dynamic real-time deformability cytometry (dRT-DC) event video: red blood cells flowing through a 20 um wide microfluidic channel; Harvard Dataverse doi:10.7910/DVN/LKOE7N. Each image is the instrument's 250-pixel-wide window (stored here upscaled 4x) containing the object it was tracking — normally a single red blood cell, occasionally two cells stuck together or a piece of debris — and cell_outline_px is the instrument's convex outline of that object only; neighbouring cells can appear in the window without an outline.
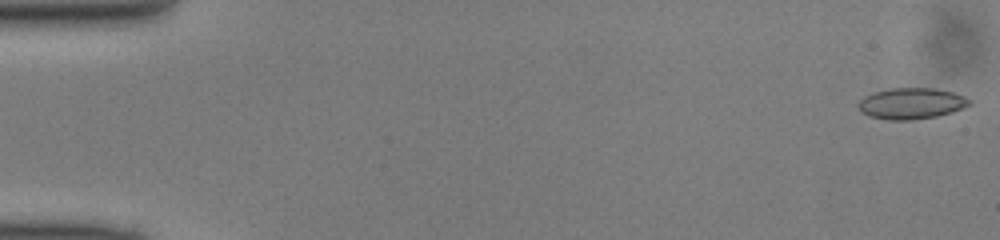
{"species": "common noctule bat (a hibernating species)", "species_latin": "Nyctalus noctula", "temperature_condition": "cold", "stored_images_in_passage": 49, "camera_frame_rate_fps": 3000, "um_per_image_px": 0.085, "animal": {"sex": "male", "body_mass_g": 13.0, "forearm_length_mm": 53.1}, "frame": {"image": 1, "passage_image": 1, "time_ms": 0.0, "image_size_px": [1000, 240], "cell_outline_px": [[972, 104], [964, 108], [952, 112], [936, 116], [912, 120], [888, 120], [868, 116], [860, 112], [856, 104], [864, 96], [872, 92], [888, 88], [932, 88], [952, 92], [964, 96], [972, 100]], "centroid_in_image_um": [77.43, 8.79], "position_along_channel_um": 7.6, "area_um2": 20.46}}
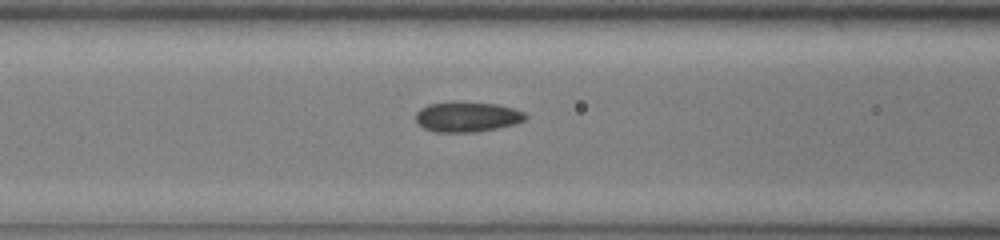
{"frame": {"image": 2, "passage_image": 20, "time_ms": 6.333, "image_size_px": [1000, 240], "cell_outline_px": [[528, 116], [524, 120], [516, 124], [476, 132], [436, 132], [424, 128], [416, 120], [416, 112], [420, 108], [428, 104], [496, 104], [512, 108], [524, 112]], "centroid_in_image_um": [39.73, 9.97], "position_along_channel_um": 126.9, "area_um2": 18.55}}
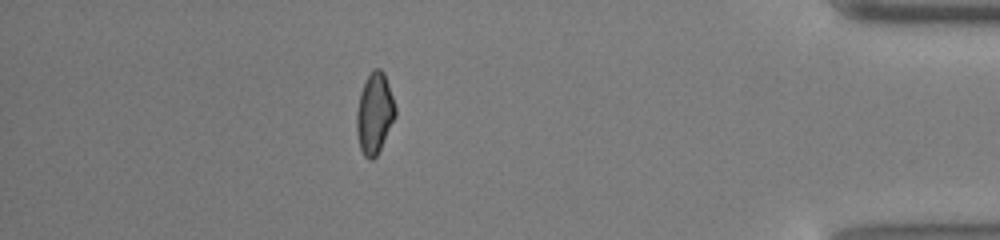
{"frame": {"image": 3, "passage_image": 43, "time_ms": 14.0, "image_size_px": [1000, 240], "cell_outline_px": [[396, 116], [376, 156], [372, 160], [368, 160], [364, 156], [360, 148], [356, 132], [356, 112], [360, 92], [364, 80], [372, 68], [380, 68], [384, 72], [396, 108]], "centroid_in_image_um": [31.81, 9.61], "position_along_channel_um": 403.4, "area_um2": 18.38}}